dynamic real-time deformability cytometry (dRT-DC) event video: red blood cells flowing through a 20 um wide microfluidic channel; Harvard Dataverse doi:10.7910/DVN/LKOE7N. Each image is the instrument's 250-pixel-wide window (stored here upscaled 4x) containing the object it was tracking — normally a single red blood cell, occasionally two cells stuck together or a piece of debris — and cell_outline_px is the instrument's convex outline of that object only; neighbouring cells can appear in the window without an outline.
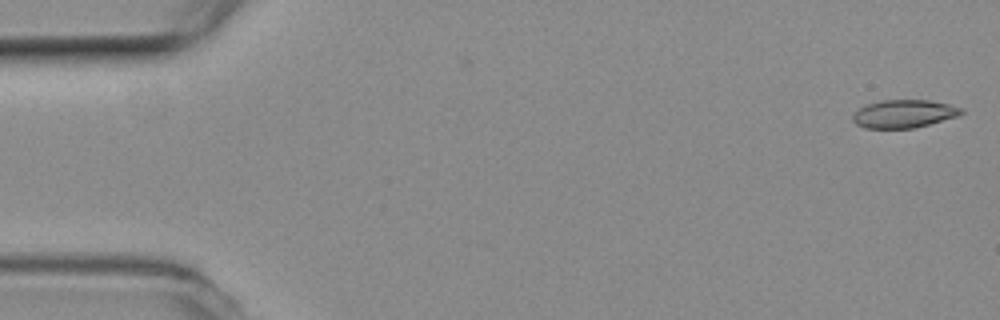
{"species": "common noctule bat (a hibernating species)", "species_latin": "Nyctalus noctula", "temperature_condition": "room temperature", "stored_images_in_passage": 5, "camera_frame_rate_fps": 3000, "um_per_image_px": 0.085, "animal": {"sex": "female", "body_mass_g": 19.3, "forearm_length_mm": 54.1}, "frame": {"image": 1, "passage_image": 1, "time_ms": 0.0, "image_size_px": [1000, 320], "cell_outline_px": [[964, 112], [960, 116], [912, 128], [864, 128], [856, 124], [852, 120], [852, 116], [860, 108], [868, 104], [880, 100], [928, 100], [948, 104], [964, 108]], "centroid_in_image_um": [76.86, 9.67], "position_along_channel_um": 8.1, "area_um2": 17.69}}
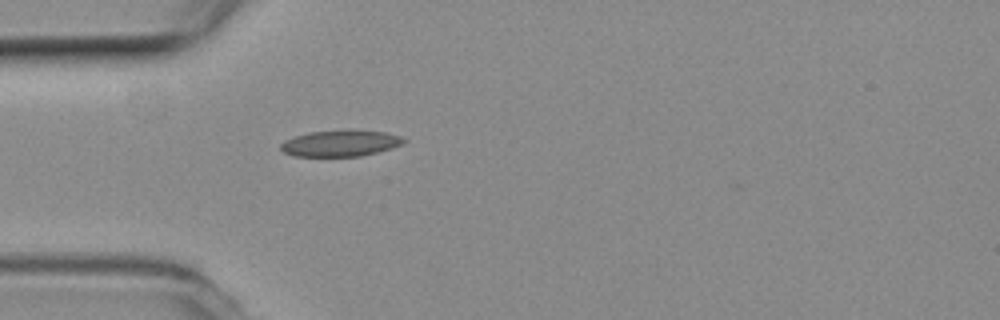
{"frame": {"image": 2, "passage_image": 5, "time_ms": 1.333, "image_size_px": [1000, 320], "cell_outline_px": [[408, 140], [392, 148], [360, 156], [292, 156], [284, 152], [280, 148], [280, 144], [284, 140], [308, 132], [384, 132], [400, 136]], "centroid_in_image_um": [28.89, 12.21], "position_along_channel_um": 56.1, "area_um2": 18.03}}